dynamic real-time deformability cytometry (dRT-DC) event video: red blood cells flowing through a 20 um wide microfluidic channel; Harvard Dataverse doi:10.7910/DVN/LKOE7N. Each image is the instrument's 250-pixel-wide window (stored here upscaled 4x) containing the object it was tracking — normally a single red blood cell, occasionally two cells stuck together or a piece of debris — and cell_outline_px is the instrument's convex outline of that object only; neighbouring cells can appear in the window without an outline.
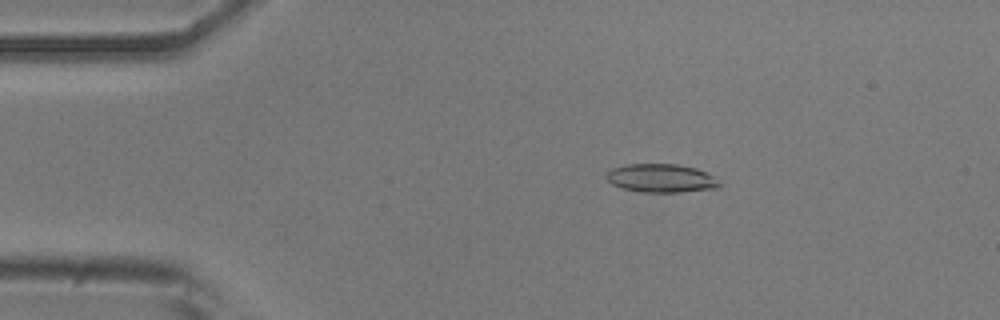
{"species": "common noctule bat (a hibernating species)", "species_latin": "Nyctalus noctula", "temperature_condition": "room temperature", "stored_images_in_passage": 53, "camera_frame_rate_fps": 3000, "um_per_image_px": 0.085, "animal": {"sex": "male", "body_mass_g": 20.5, "forearm_length_mm": 52.5}, "frame": {"image": 1, "passage_image": 9, "time_ms": 2.667, "image_size_px": [1000, 320], "cell_outline_px": [[720, 184], [716, 188], [680, 192], [640, 192], [620, 188], [612, 184], [604, 176], [612, 168], [624, 164], [676, 164], [696, 168], [712, 176]], "centroid_in_image_um": [56.12, 15.15], "position_along_channel_um": 28.9, "area_um2": 18.67}}
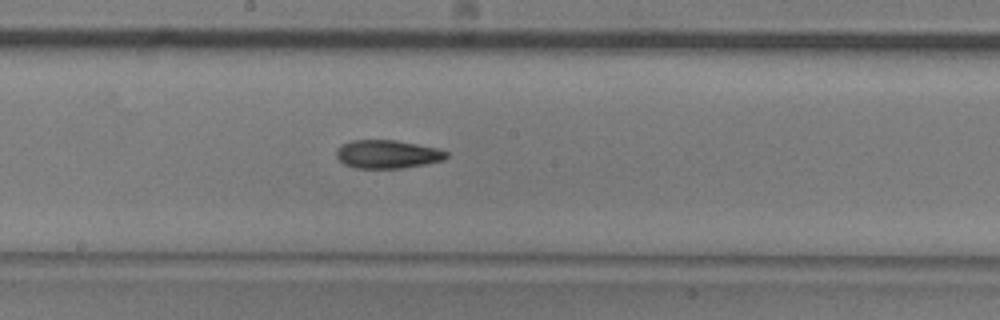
{"frame": {"image": 2, "passage_image": 28, "time_ms": 9.0, "image_size_px": [1000, 320], "cell_outline_px": [[448, 156], [444, 160], [404, 168], [356, 168], [344, 164], [336, 156], [336, 152], [340, 144], [352, 140], [396, 140], [436, 148], [448, 152]], "centroid_in_image_um": [32.91, 13.1], "position_along_channel_um": 215.3, "area_um2": 18.15}}
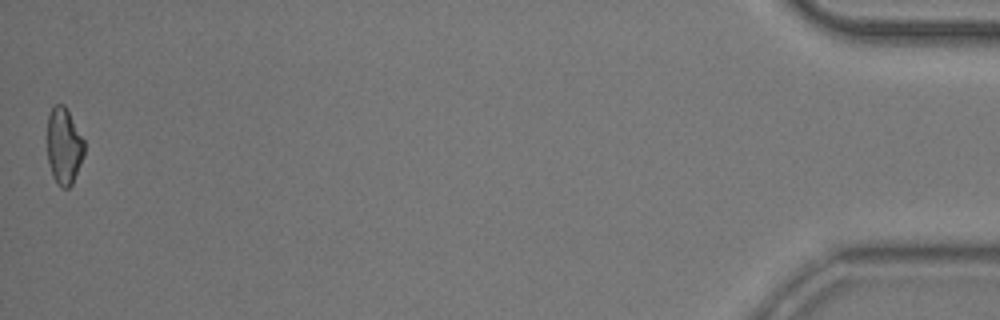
{"frame": {"image": 3, "passage_image": 53, "time_ms": 17.333, "image_size_px": [1000, 320], "cell_outline_px": [[84, 156], [72, 184], [68, 188], [60, 188], [56, 184], [52, 176], [48, 164], [48, 116], [52, 108], [56, 104], [64, 104], [84, 140]], "centroid_in_image_um": [5.43, 12.46], "position_along_channel_um": 429.8, "area_um2": 16.53}, "authors_computed_cell_mechanics": {"area_um2": 18.0914, "velocity_mm_per_s": 3.7429, "shape_relaxation_time_tau1_ms": null, "shape_relaxation_time_tau2_ms": 7.6744, "deformation_change_tau1": null, "deformation_change_tau2": 0.1671}}